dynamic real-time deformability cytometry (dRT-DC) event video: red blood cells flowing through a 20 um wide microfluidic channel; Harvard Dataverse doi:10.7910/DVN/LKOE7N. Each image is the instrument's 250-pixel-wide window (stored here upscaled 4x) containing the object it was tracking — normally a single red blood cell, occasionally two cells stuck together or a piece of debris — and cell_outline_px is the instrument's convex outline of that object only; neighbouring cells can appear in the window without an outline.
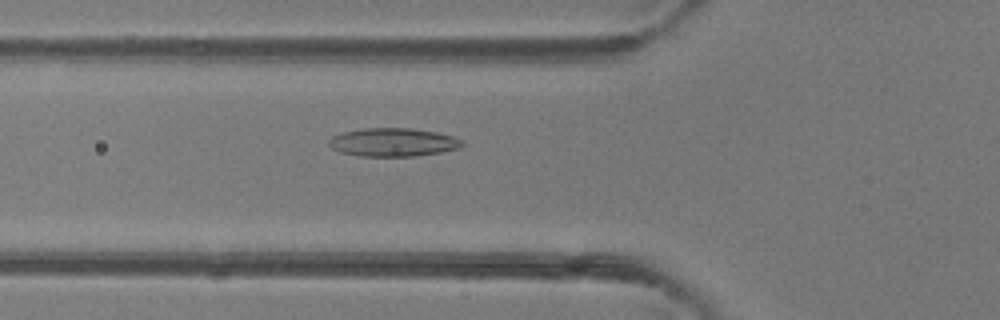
{"species": "common noctule bat (a hibernating species)", "species_latin": "Nyctalus noctula", "temperature_condition": "room temperature", "stored_images_in_passage": 44, "camera_frame_rate_fps": 3000, "um_per_image_px": 0.085, "animal": {"sex": "female"}, "frame": {"image": 1, "passage_image": 14, "time_ms": 4.333, "image_size_px": [1000, 320], "cell_outline_px": [[464, 144], [460, 148], [440, 152], [416, 156], [360, 156], [340, 152], [332, 148], [328, 144], [328, 140], [332, 136], [344, 132], [364, 128], [412, 128], [436, 132], [452, 136], [464, 140]], "centroid_in_image_um": [33.42, 12.09], "position_along_channel_um": 92.4, "area_um2": 22.08}}
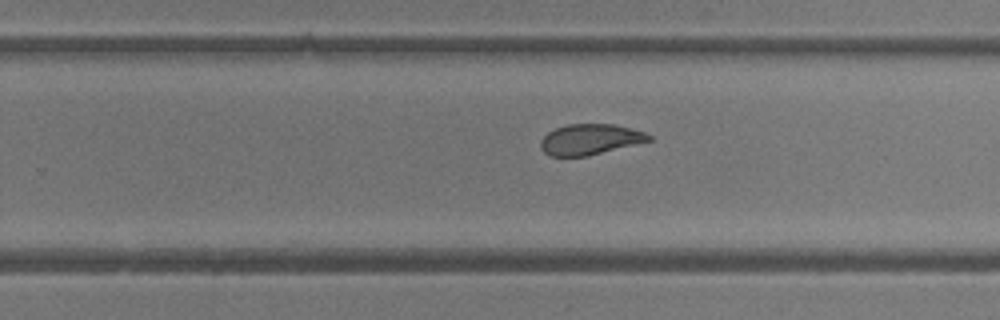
{"frame": {"image": 2, "passage_image": 27, "time_ms": 8.667, "image_size_px": [1000, 320], "cell_outline_px": [[652, 140], [588, 156], [552, 156], [544, 152], [540, 148], [540, 140], [548, 132], [556, 128], [568, 124], [616, 124], [644, 132], [652, 136]], "centroid_in_image_um": [50.15, 11.85], "position_along_channel_um": 279.7, "area_um2": 19.31}}
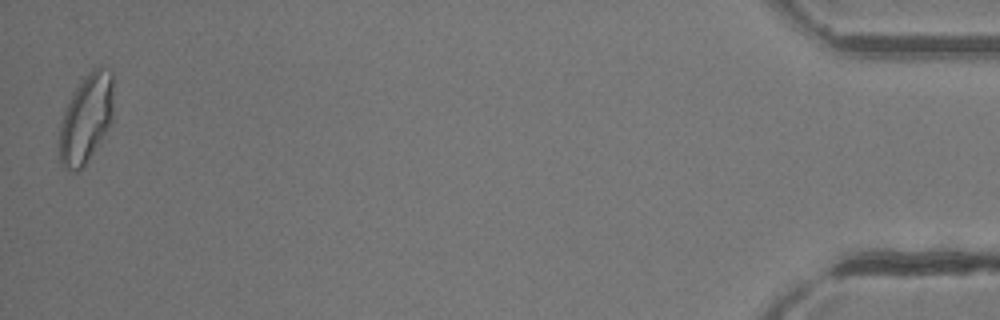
{"frame": {"image": 3, "passage_image": 44, "time_ms": 14.333, "image_size_px": [1000, 320], "cell_outline_px": [[112, 120], [84, 164], [76, 172], [64, 168], [60, 160], [60, 124], [64, 112], [72, 92], [84, 76], [92, 68], [100, 64], [104, 64], [112, 72]], "centroid_in_image_um": [7.32, 9.97], "position_along_channel_um": 427.9, "area_um2": 27.57}, "authors_computed_cell_mechanics": {"area_um2": 22.0507, "velocity_mm_per_s": 4.3132, "shape_relaxation_time_tau1_ms": 9.0895, "shape_relaxation_time_tau2_ms": 1.379, "deformation_change_tau1": 0.2108, "deformation_change_tau2": 0.0712}}